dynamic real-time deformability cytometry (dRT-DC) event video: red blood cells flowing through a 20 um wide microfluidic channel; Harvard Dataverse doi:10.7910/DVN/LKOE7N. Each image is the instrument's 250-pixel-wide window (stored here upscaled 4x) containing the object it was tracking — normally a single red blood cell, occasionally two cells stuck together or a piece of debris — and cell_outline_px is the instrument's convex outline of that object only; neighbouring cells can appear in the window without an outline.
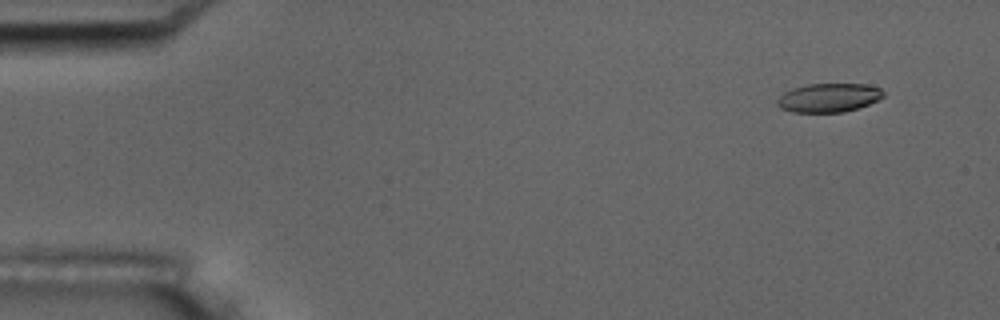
{"species": "common noctule bat (a hibernating species)", "species_latin": "Nyctalus noctula", "temperature_condition": "room temperature", "stored_images_in_passage": 7, "camera_frame_rate_fps": 3000, "um_per_image_px": 0.085, "animal": {"sex": "male", "body_mass_g": 17.5, "forearm_length_mm": 52.3}, "frame": {"image": 1, "passage_image": 2, "time_ms": 1.333, "image_size_px": [1000, 320], "cell_outline_px": [[884, 96], [880, 100], [844, 112], [792, 112], [780, 108], [776, 104], [776, 100], [784, 92], [792, 88], [808, 84], [864, 84], [880, 88], [884, 92]], "centroid_in_image_um": [70.43, 8.3], "position_along_channel_um": 14.6, "area_um2": 17.86}}
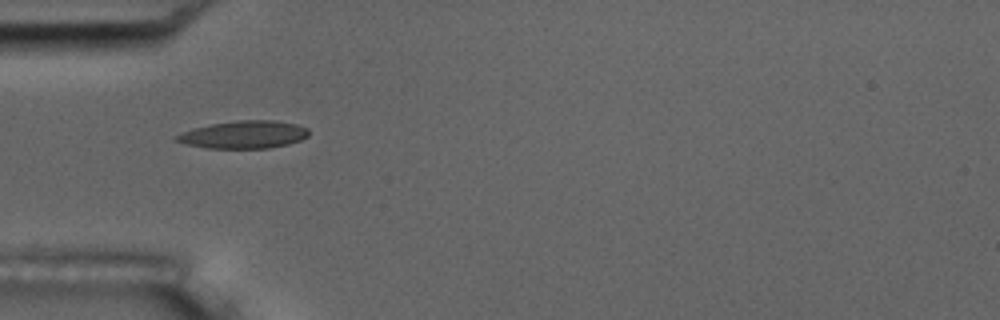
{"frame": {"image": 2, "passage_image": 6, "time_ms": 5.667, "image_size_px": [1000, 320], "cell_outline_px": [[308, 136], [300, 140], [288, 144], [268, 148], [208, 148], [188, 144], [172, 140], [176, 136], [184, 132], [196, 128], [212, 124], [236, 120], [272, 120], [296, 124], [308, 128]], "centroid_in_image_um": [20.75, 11.44], "position_along_channel_um": 64.2, "area_um2": 21.04}}